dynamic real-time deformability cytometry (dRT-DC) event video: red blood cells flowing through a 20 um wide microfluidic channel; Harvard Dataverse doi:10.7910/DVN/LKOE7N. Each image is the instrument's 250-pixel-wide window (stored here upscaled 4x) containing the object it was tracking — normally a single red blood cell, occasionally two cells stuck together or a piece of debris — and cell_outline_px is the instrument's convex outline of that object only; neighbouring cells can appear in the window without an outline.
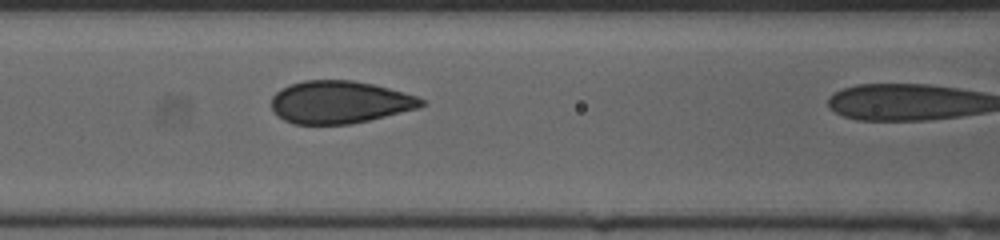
{"species": "human", "species_latin": "Homo sapiens", "temperature_condition": "cold", "stored_images_in_passage": 22, "camera_frame_rate_fps": 3000, "um_per_image_px": 0.085, "donor": {"sex": "female"}, "frame": {"image": 1, "passage_image": 21, "time_ms": 6.667, "image_size_px": [1000, 240], "cell_outline_px": [[428, 104], [420, 108], [352, 124], [292, 124], [276, 116], [272, 108], [272, 96], [280, 88], [304, 80], [352, 80], [372, 84], [388, 88], [416, 96], [424, 100]], "centroid_in_image_um": [28.87, 8.69], "position_along_channel_um": 137.7, "area_um2": 37.34}}